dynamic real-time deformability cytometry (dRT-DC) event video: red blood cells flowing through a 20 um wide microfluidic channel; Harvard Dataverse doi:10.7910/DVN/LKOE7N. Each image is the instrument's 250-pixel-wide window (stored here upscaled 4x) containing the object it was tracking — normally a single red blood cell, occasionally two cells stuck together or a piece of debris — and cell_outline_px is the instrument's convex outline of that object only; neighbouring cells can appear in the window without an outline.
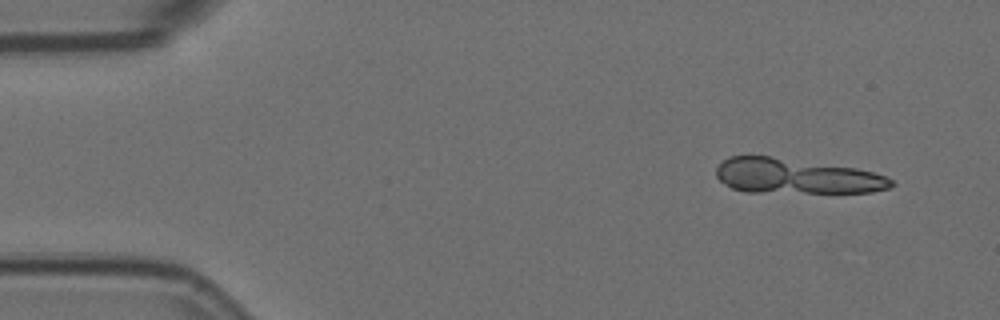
{"species": "Egyptian fruit bat (a non-hibernating species)", "species_latin": "Rousettus aegyptiacus", "temperature_condition": "room temperature", "stored_images_in_passage": 4, "camera_frame_rate_fps": 3000, "um_per_image_px": 0.085, "animal": {"sex": "female"}, "frame": {"image": 1, "passage_image": 1, "time_ms": 0.0, "image_size_px": [1000, 320], "cell_outline_px": [[896, 184], [888, 188], [872, 192], [744, 192], [732, 188], [724, 184], [716, 176], [716, 168], [728, 156], [768, 156], [856, 168], [872, 172], [884, 176], [892, 180]], "centroid_in_image_um": [67.65, 14.98], "position_along_channel_um": 17.4, "area_um2": 35.49}}